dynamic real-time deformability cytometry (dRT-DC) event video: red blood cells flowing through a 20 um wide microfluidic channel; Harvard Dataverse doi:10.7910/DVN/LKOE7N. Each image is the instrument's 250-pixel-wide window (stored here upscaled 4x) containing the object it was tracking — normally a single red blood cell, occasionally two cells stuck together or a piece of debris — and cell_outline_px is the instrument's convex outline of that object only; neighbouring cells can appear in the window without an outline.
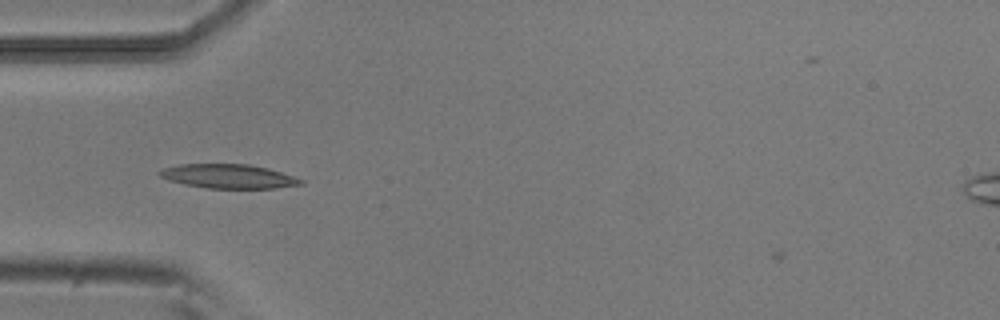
{"species": "common noctule bat (a hibernating species)", "species_latin": "Nyctalus noctula", "temperature_condition": "room temperature", "stored_images_in_passage": 40, "camera_frame_rate_fps": 3000, "um_per_image_px": 0.085, "animal": {"sex": "male", "body_mass_g": 20.5, "forearm_length_mm": 52.5}, "frame": {"image": 1, "passage_image": 4, "time_ms": 1.0, "image_size_px": [1000, 320], "cell_outline_px": [[304, 184], [276, 188], [208, 188], [184, 184], [168, 180], [160, 176], [156, 172], [164, 168], [180, 164], [248, 164], [268, 168], [304, 180]], "centroid_in_image_um": [19.41, 14.98], "position_along_channel_um": 65.6, "area_um2": 19.77}}
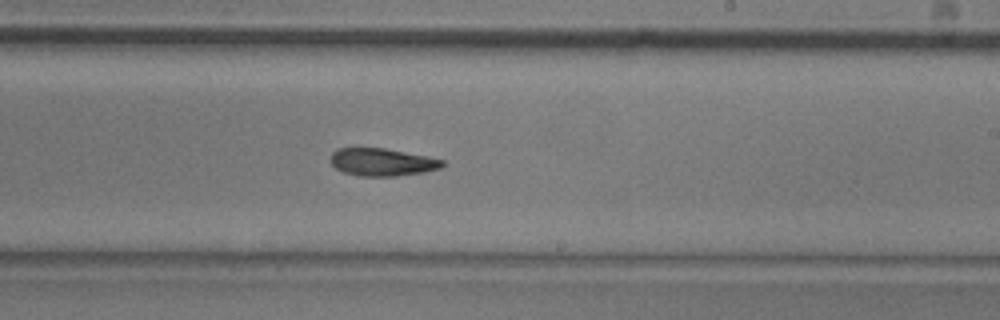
{"frame": {"image": 2, "passage_image": 19, "time_ms": 6.0, "image_size_px": [1000, 320], "cell_outline_px": [[444, 164], [440, 168], [424, 172], [396, 176], [360, 176], [344, 172], [336, 168], [328, 160], [332, 152], [336, 148], [384, 148], [444, 160]], "centroid_in_image_um": [32.43, 13.78], "position_along_channel_um": 256.6, "area_um2": 17.92}}
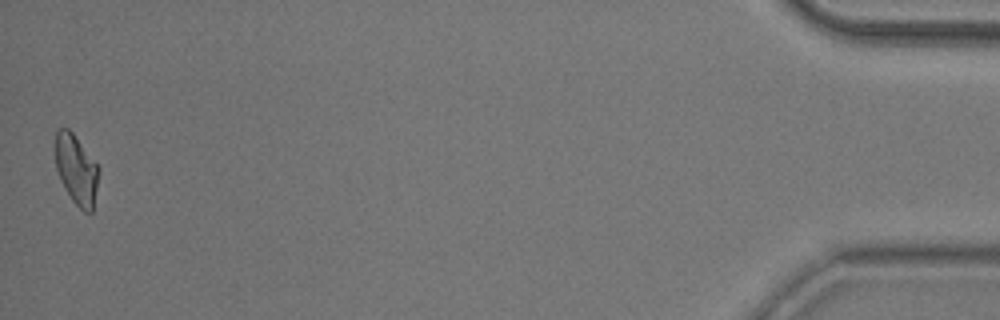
{"frame": {"image": 3, "passage_image": 40, "time_ms": 13.0, "image_size_px": [1000, 320], "cell_outline_px": [[100, 172], [92, 212], [84, 212], [72, 200], [64, 188], [60, 180], [56, 168], [52, 144], [56, 132], [60, 128], [68, 128], [72, 132], [100, 168]], "centroid_in_image_um": [6.45, 14.38], "position_along_channel_um": 428.8, "area_um2": 18.03}, "authors_computed_cell_mechanics": {"area_um2": 18.3515, "velocity_mm_per_s": 3.8194, "shape_relaxation_time_tau1_ms": 7.5681, "shape_relaxation_time_tau2_ms": 5.2197, "deformation_change_tau1": 0.1863, "deformation_change_tau2": 0.144}}